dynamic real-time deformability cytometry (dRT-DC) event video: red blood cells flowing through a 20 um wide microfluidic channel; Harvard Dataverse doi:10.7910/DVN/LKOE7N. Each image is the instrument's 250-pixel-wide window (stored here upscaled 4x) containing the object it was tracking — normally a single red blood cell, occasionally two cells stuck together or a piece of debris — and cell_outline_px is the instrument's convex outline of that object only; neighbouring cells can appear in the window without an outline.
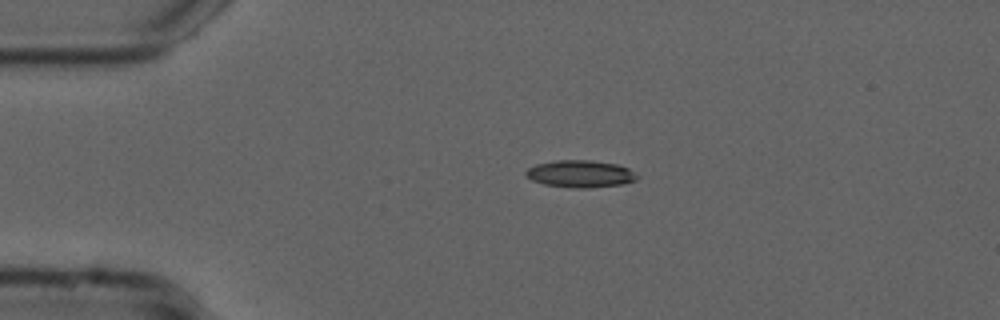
{"species": "common noctule bat (a hibernating species)", "species_latin": "Nyctalus noctula", "temperature_condition": "cold", "stored_images_in_passage": 44, "camera_frame_rate_fps": 3000, "um_per_image_px": 0.085, "animal": {"sex": "male", "forearm_length_mm": 52.5}, "frame": {"image": 1, "passage_image": 1, "time_ms": 0.0, "image_size_px": [1000, 320], "cell_outline_px": [[640, 176], [636, 180], [624, 184], [588, 188], [572, 188], [544, 184], [532, 180], [524, 172], [528, 168], [536, 164], [556, 160], [592, 160], [616, 164], [628, 168]], "centroid_in_image_um": [49.35, 14.78], "position_along_channel_um": 35.6, "area_um2": 17.69}}
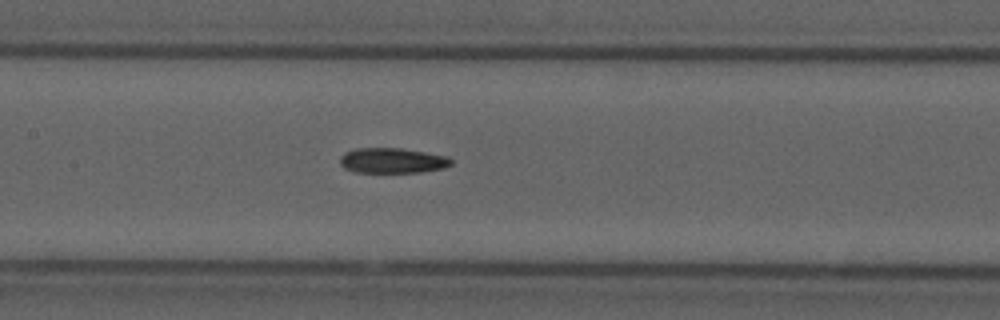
{"frame": {"image": 2, "passage_image": 15, "time_ms": 4.667, "image_size_px": [1000, 320], "cell_outline_px": [[452, 164], [444, 168], [420, 172], [356, 172], [344, 168], [340, 164], [340, 156], [344, 152], [356, 148], [400, 148], [448, 156], [452, 160]], "centroid_in_image_um": [33.34, 13.64], "position_along_channel_um": 174.1, "area_um2": 16.36}}
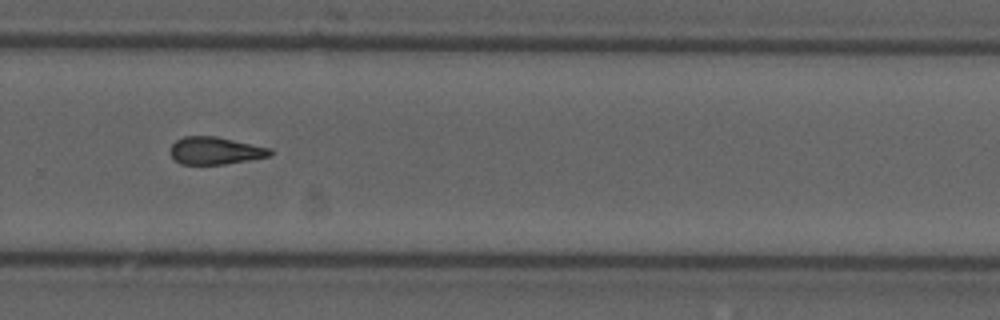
{"frame": {"image": 3, "passage_image": 26, "time_ms": 8.333, "image_size_px": [1000, 320], "cell_outline_px": [[272, 156], [224, 164], [180, 164], [168, 152], [172, 144], [176, 140], [184, 136], [216, 136], [272, 148]], "centroid_in_image_um": [18.3, 12.8], "position_along_channel_um": 311.5, "area_um2": 16.07}}